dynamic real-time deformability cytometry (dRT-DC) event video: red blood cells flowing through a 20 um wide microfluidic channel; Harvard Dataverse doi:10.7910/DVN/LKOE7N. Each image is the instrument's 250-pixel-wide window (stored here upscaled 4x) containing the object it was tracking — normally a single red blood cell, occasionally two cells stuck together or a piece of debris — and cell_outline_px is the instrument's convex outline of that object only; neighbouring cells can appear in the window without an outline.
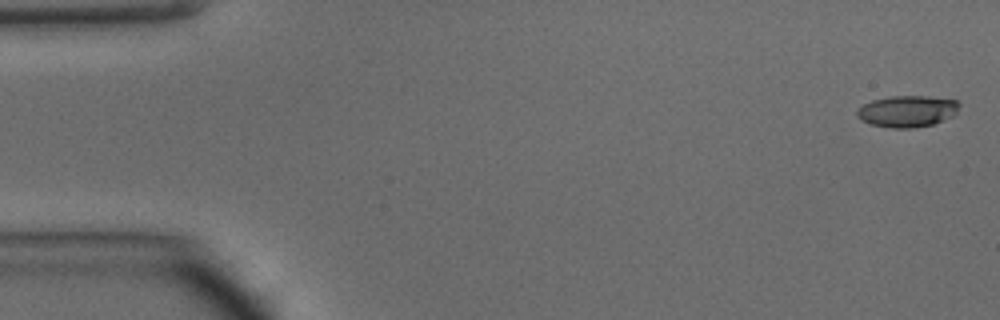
{"species": "common noctule bat (a hibernating species)", "species_latin": "Nyctalus noctula", "temperature_condition": "warm", "stored_images_in_passage": 47, "camera_frame_rate_fps": 3000, "um_per_image_px": 0.085, "animal": {"sex": "male", "body_mass_g": 15.6}, "frame": {"image": 1, "passage_image": 1, "time_ms": 0.0, "image_size_px": [1000, 320], "cell_outline_px": [[960, 104], [956, 112], [952, 116], [932, 124], [912, 128], [892, 128], [872, 124], [860, 120], [856, 116], [856, 112], [864, 104], [872, 100], [892, 96], [928, 96], [956, 100]], "centroid_in_image_um": [77.1, 9.45], "position_along_channel_um": 7.9, "area_um2": 18.61}}
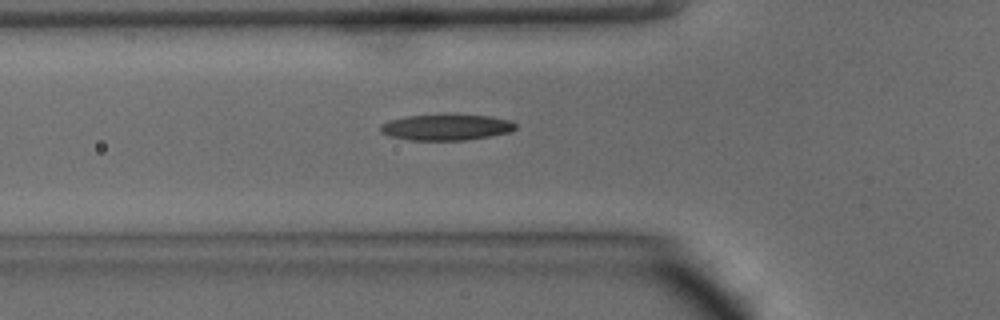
{"frame": {"image": 2, "passage_image": 16, "time_ms": 5.0, "image_size_px": [1000, 320], "cell_outline_px": [[516, 128], [508, 132], [488, 136], [464, 140], [412, 140], [392, 136], [380, 132], [380, 124], [388, 120], [408, 116], [448, 112], [452, 112], [488, 116], [512, 120], [516, 124]], "centroid_in_image_um": [37.93, 10.77], "position_along_channel_um": 87.9, "area_um2": 21.04}}
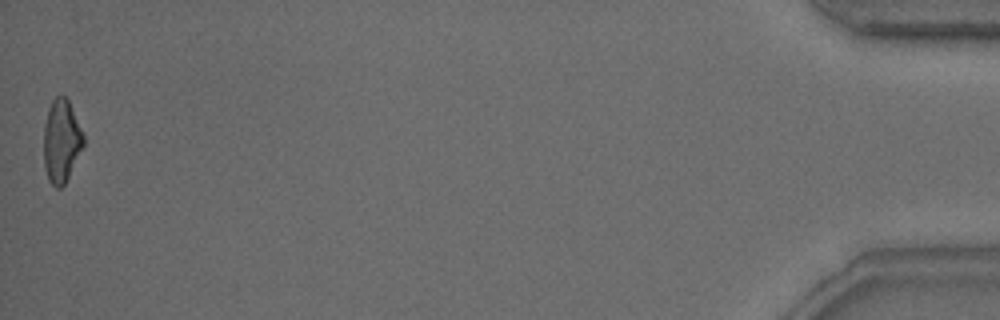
{"frame": {"image": 3, "passage_image": 47, "time_ms": 15.333, "image_size_px": [1000, 320], "cell_outline_px": [[84, 144], [64, 184], [60, 188], [56, 188], [48, 180], [44, 168], [44, 124], [48, 108], [52, 100], [56, 96], [64, 96], [68, 100], [84, 136]], "centroid_in_image_um": [5.19, 11.99], "position_along_channel_um": 430.0, "area_um2": 18.96}, "authors_computed_cell_mechanics": {"area_um2": 19.8254, "velocity_mm_per_s": 4.2589, "shape_relaxation_time_tau1_ms": 4.3209, "shape_relaxation_time_tau2_ms": 3.3764, "deformation_change_tau1": 0.1653, "deformation_change_tau2": 0.1375}}